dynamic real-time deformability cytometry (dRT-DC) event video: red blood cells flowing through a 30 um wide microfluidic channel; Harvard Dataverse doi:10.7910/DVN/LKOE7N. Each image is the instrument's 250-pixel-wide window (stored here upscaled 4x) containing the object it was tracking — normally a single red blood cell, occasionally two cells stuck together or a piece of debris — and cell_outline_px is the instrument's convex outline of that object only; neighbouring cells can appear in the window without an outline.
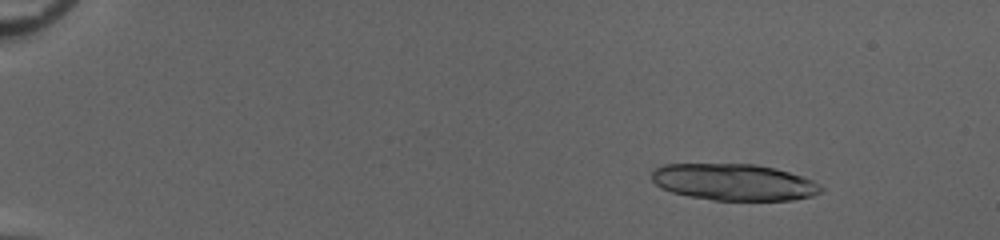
{"species": "common noctule bat (a hibernating species)", "species_latin": "Nyctalus noctula", "temperature_condition": "cold", "stored_images_in_passage": 52, "camera_frame_rate_fps": 3000, "um_per_image_px": 0.085, "animal": {"sex": "female", "body_mass_g": 20.0, "forearm_length_mm": 54.0}, "frame": {"image": 1, "passage_image": 7, "time_ms": 2.0, "image_size_px": [1000, 240], "cell_outline_px": [[824, 192], [812, 196], [792, 200], [712, 200], [688, 196], [672, 192], [660, 188], [652, 180], [652, 172], [656, 168], [664, 164], [756, 164], [776, 168], [812, 180], [820, 184], [824, 188]], "centroid_in_image_um": [62.4, 15.48], "position_along_channel_um": 22.6, "area_um2": 36.24}, "authors_computed_cell_mechanics": {"area_um2": 19.8832, "velocity_mm_per_s": 4.0772, "shape_relaxation_time_tau1_ms": 3.9579, "shape_relaxation_time_tau2_ms": 3.4277, "deformation_change_tau1": 0.1244, "deformation_change_tau2": 0.0991}}